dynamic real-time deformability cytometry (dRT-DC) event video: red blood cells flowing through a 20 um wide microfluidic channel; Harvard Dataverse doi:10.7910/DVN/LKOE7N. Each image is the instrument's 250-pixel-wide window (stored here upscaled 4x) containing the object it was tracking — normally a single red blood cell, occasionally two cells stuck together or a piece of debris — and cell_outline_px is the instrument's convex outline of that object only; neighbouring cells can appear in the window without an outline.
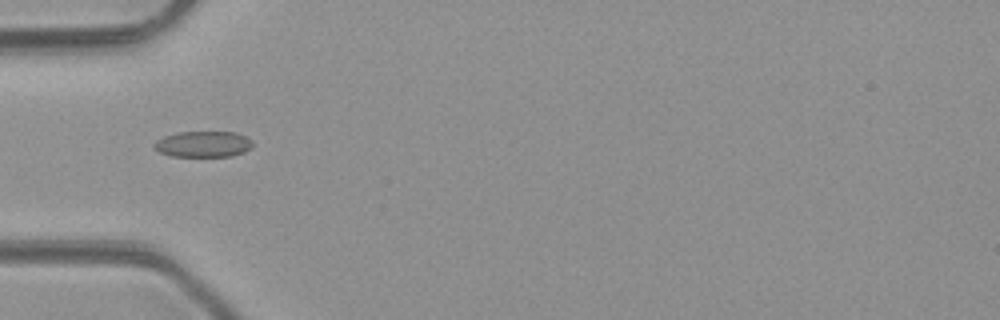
{"species": "common noctule bat (a hibernating species)", "species_latin": "Nyctalus noctula", "temperature_condition": "room temperature", "stored_images_in_passage": 4, "camera_frame_rate_fps": 3000, "um_per_image_px": 0.085, "animal": {"sex": "male", "body_mass_g": 23.1, "forearm_length_mm": 52.7}, "frame": {"image": 1, "passage_image": 4, "time_ms": 3.333, "image_size_px": [1000, 320], "cell_outline_px": [[252, 148], [244, 152], [232, 156], [168, 156], [152, 148], [152, 144], [156, 140], [164, 136], [180, 132], [236, 132], [252, 140]], "centroid_in_image_um": [17.25, 12.25], "position_along_channel_um": 67.8, "area_um2": 15.03}}